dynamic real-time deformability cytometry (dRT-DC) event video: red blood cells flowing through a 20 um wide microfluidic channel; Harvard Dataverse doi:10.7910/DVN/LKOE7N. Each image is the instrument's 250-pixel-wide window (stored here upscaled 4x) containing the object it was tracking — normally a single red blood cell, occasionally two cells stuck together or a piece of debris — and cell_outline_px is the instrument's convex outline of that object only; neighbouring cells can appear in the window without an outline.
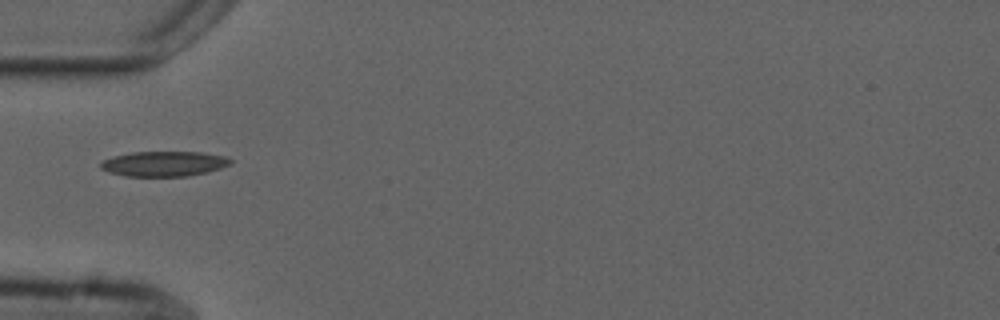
{"species": "common noctule bat (a hibernating species)", "species_latin": "Nyctalus noctula", "temperature_condition": "cold", "stored_images_in_passage": 38, "camera_frame_rate_fps": 3000, "um_per_image_px": 0.085, "animal": {"sex": "male", "forearm_length_mm": 52.5}, "frame": {"image": 1, "passage_image": 1, "time_ms": 0.0, "image_size_px": [1000, 320], "cell_outline_px": [[232, 164], [208, 172], [188, 176], [124, 176], [108, 172], [100, 168], [100, 164], [104, 160], [112, 156], [132, 152], [200, 152], [224, 156], [232, 160]], "centroid_in_image_um": [13.93, 13.92], "position_along_channel_um": 71.1, "area_um2": 19.02}}
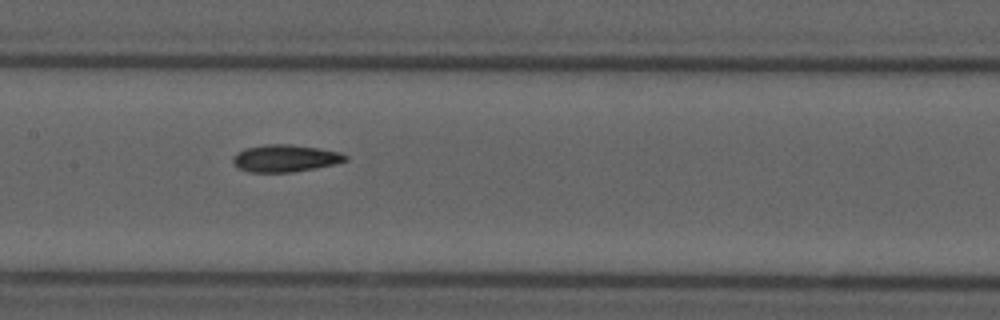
{"frame": {"image": 2, "passage_image": 10, "time_ms": 3.0, "image_size_px": [1000, 320], "cell_outline_px": [[348, 160], [336, 164], [316, 168], [292, 172], [248, 172], [236, 168], [232, 160], [232, 156], [236, 152], [244, 148], [264, 144], [288, 144], [316, 148], [340, 152], [348, 156]], "centroid_in_image_um": [24.2, 13.46], "position_along_channel_um": 183.2, "area_um2": 18.03}}
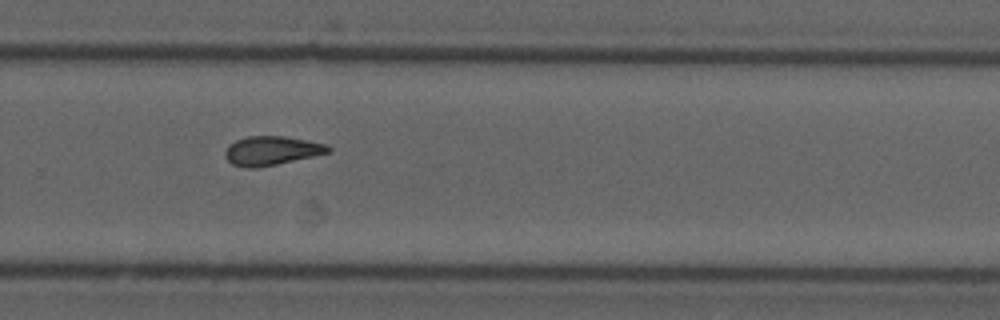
{"frame": {"image": 3, "passage_image": 20, "time_ms": 6.333, "image_size_px": [1000, 320], "cell_outline_px": [[332, 152], [276, 164], [256, 168], [248, 168], [232, 164], [224, 156], [224, 152], [228, 144], [236, 140], [248, 136], [284, 136], [324, 144], [332, 148]], "centroid_in_image_um": [23.05, 12.81], "position_along_channel_um": 306.8, "area_um2": 17.34}, "authors_computed_cell_mechanics": {"area_um2": 17.3111, "velocity_mm_per_s": 3.7177, "shape_relaxation_time_tau1_ms": 9.5446, "shape_relaxation_time_tau2_ms": 3.2025, "deformation_change_tau1": 0.1843, "deformation_change_tau2": 0.0956}}